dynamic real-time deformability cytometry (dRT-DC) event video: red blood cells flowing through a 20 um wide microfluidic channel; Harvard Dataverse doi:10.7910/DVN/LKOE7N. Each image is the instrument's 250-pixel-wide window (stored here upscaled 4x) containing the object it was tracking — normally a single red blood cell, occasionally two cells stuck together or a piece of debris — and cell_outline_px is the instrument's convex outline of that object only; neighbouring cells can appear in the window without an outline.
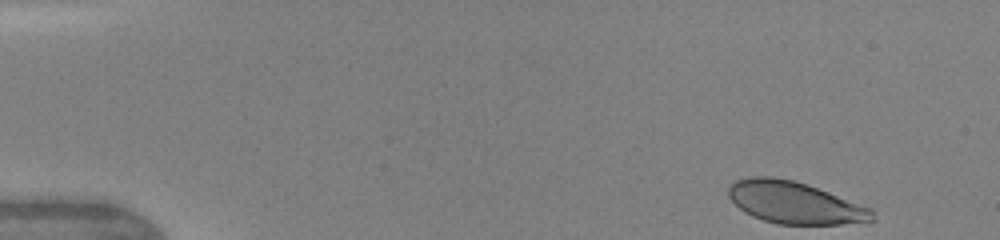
{"species": "human", "species_latin": "Homo sapiens", "temperature_condition": "warm", "stored_images_in_passage": 4, "camera_frame_rate_fps": 3000, "um_per_image_px": 0.085, "donor": {"sex": "female"}, "frame": {"image": 1, "passage_image": 1, "time_ms": 0.0, "image_size_px": [1000, 240], "cell_outline_px": [[876, 220], [840, 224], [776, 224], [752, 216], [744, 212], [728, 196], [728, 184], [736, 180], [748, 176], [772, 176], [796, 180], [808, 184], [872, 208]], "centroid_in_image_um": [67.53, 17.2], "position_along_channel_um": 17.5, "area_um2": 35.49}}